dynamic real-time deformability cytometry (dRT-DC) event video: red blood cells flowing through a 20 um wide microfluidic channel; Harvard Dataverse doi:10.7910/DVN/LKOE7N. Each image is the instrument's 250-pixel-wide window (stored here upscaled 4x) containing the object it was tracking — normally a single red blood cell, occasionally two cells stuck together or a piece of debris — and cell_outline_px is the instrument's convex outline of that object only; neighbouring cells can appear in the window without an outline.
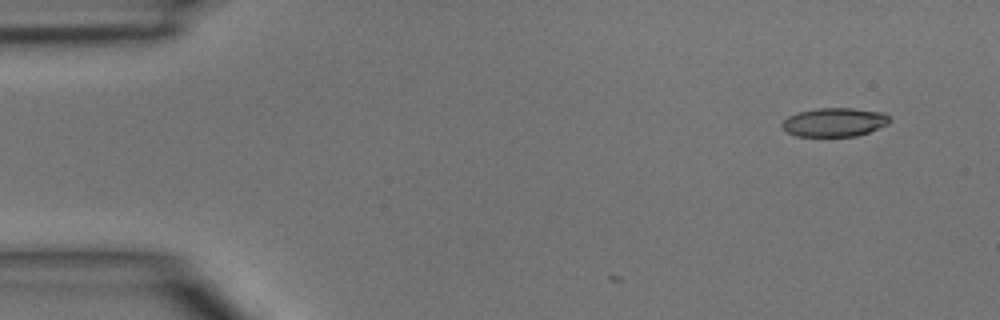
{"species": "common noctule bat (a hibernating species)", "species_latin": "Nyctalus noctula", "temperature_condition": "room temperature", "stored_images_in_passage": 4, "camera_frame_rate_fps": 3000, "um_per_image_px": 0.085, "animal": {"sex": "male", "body_mass_g": 15.6}, "frame": {"image": 1, "passage_image": 1, "time_ms": 0.0, "image_size_px": [1000, 320], "cell_outline_px": [[892, 120], [888, 124], [868, 132], [856, 136], [796, 136], [788, 132], [780, 124], [788, 116], [796, 112], [816, 108], [852, 108], [884, 112]], "centroid_in_image_um": [70.93, 10.37], "position_along_channel_um": 14.1, "area_um2": 18.09}}